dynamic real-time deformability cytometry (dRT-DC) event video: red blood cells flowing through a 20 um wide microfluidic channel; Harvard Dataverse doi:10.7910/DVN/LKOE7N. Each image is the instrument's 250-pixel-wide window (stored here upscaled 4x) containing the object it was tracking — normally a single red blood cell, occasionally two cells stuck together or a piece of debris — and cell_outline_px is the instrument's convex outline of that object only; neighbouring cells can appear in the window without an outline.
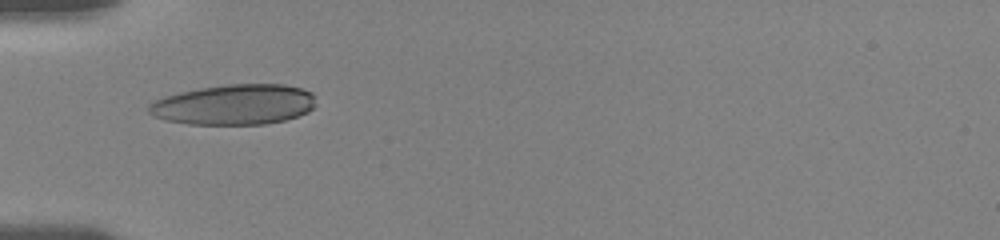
{"species": "human", "species_latin": "Homo sapiens", "temperature_condition": "room temperature", "stored_images_in_passage": 2, "camera_frame_rate_fps": 3000, "um_per_image_px": 0.085, "donor": {"sex": "female"}, "frame": {"image": 1, "passage_image": 1, "time_ms": 0.0, "image_size_px": [1000, 240], "cell_outline_px": [[316, 104], [308, 112], [284, 120], [264, 124], [188, 124], [164, 120], [152, 116], [148, 112], [148, 104], [164, 96], [180, 92], [200, 88], [228, 84], [284, 84], [300, 88], [312, 92], [316, 96]], "centroid_in_image_um": [19.9, 8.89], "position_along_channel_um": 65.1, "area_um2": 39.48}}